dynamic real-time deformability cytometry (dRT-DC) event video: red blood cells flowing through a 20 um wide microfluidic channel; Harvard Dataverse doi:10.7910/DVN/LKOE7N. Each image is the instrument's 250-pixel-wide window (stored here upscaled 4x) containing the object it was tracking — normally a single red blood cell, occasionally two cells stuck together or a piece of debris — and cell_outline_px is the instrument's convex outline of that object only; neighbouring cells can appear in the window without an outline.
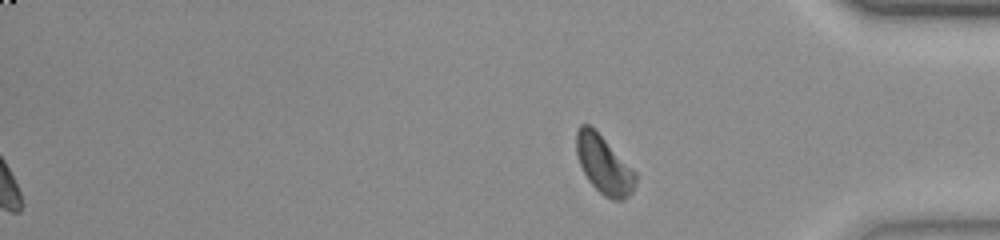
{"species": "common noctule bat (a hibernating species)", "species_latin": "Nyctalus noctula", "temperature_condition": "room temperature", "stored_images_in_passage": 48, "segment_of_instrument_passage": [2, 2], "camera_frame_rate_fps": 3000, "um_per_image_px": 0.085, "animal": {"sex": "female", "body_mass_g": 23.0, "forearm_length_mm": 53.4}, "frame": {"image": 1, "passage_image": 48, "time_ms": 15.667, "image_size_px": [1000, 240], "cell_outline_px": [[636, 184], [632, 192], [624, 200], [612, 200], [604, 196], [588, 180], [580, 164], [576, 152], [576, 132], [580, 124], [588, 124], [636, 172]], "centroid_in_image_um": [51.33, 14.04], "position_along_channel_um": 383.9, "area_um2": 19.59}}